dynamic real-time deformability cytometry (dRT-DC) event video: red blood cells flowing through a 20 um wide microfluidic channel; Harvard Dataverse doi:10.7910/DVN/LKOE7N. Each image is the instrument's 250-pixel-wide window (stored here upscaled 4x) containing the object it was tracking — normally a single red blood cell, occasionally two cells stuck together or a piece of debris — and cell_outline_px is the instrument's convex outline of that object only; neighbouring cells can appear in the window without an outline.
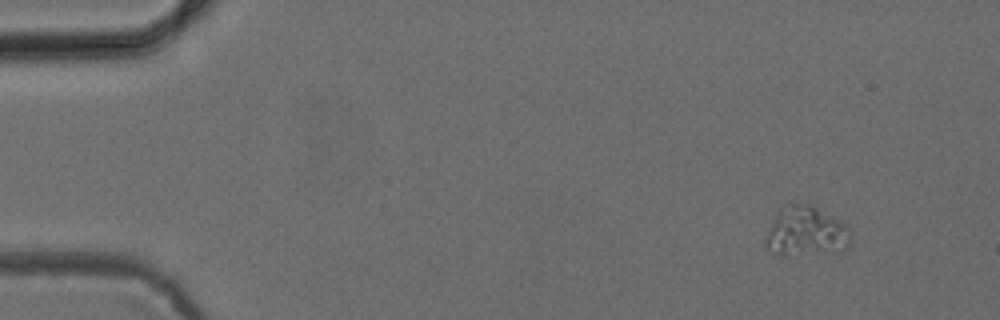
{"species": "common noctule bat (a hibernating species)", "species_latin": "Nyctalus noctula", "temperature_condition": "cold", "stored_images_in_passage": 4, "camera_frame_rate_fps": 3000, "um_per_image_px": 0.085, "animal": {"sex": "female", "body_mass_g": 24.6, "forearm_length_mm": 56.2}, "frame": {"image": 1, "passage_image": 1, "time_ms": 0.0, "image_size_px": [1000, 320], "cell_outline_px": [[852, 236], [848, 248], [844, 252], [788, 256], [784, 256], [764, 248], [764, 236], [776, 212], [780, 208], [792, 204], [808, 204], [816, 208], [844, 224], [848, 228]], "centroid_in_image_um": [68.48, 19.74], "position_along_channel_um": 16.5, "area_um2": 25.03}}
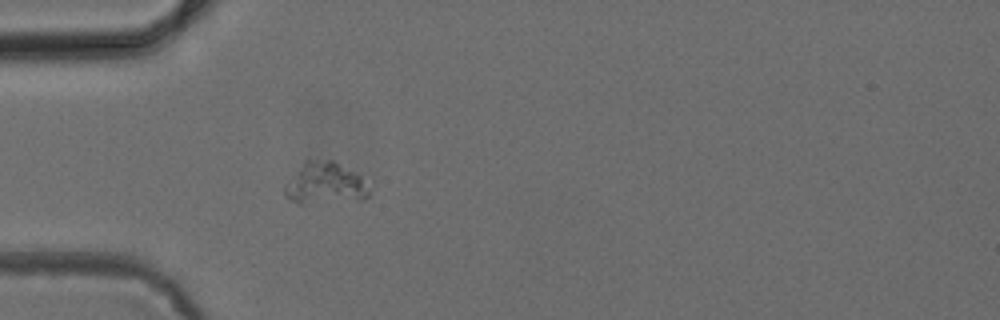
{"frame": {"image": 2, "passage_image": 4, "time_ms": 3.667, "image_size_px": [1000, 320], "cell_outline_px": [[368, 196], [356, 200], [304, 204], [300, 204], [284, 196], [284, 184], [304, 160], [332, 160], [360, 176], [368, 192]], "centroid_in_image_um": [27.53, 15.6], "position_along_channel_um": 57.5, "area_um2": 20.23}}